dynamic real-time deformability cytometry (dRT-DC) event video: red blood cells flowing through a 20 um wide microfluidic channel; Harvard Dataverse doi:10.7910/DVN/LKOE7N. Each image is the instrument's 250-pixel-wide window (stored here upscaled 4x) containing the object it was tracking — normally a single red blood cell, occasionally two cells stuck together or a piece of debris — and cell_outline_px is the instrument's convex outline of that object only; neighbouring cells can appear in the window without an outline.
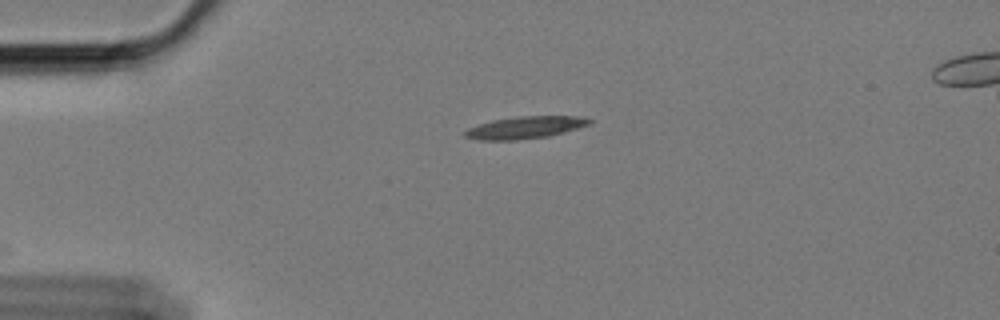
{"species": "Egyptian fruit bat (a non-hibernating species)", "species_latin": "Rousettus aegyptiacus", "temperature_condition": "cold", "stored_images_in_passage": 37, "camera_frame_rate_fps": 3000, "um_per_image_px": 0.085, "animal": {"sex": "female"}, "frame": {"image": 1, "passage_image": 2, "time_ms": 0.333, "image_size_px": [1000, 320], "cell_outline_px": [[592, 120], [588, 124], [564, 132], [548, 136], [516, 140], [480, 140], [464, 136], [464, 132], [468, 128], [492, 120], [516, 116], [584, 116]], "centroid_in_image_um": [44.62, 10.83], "position_along_channel_um": 40.4, "area_um2": 15.95}}
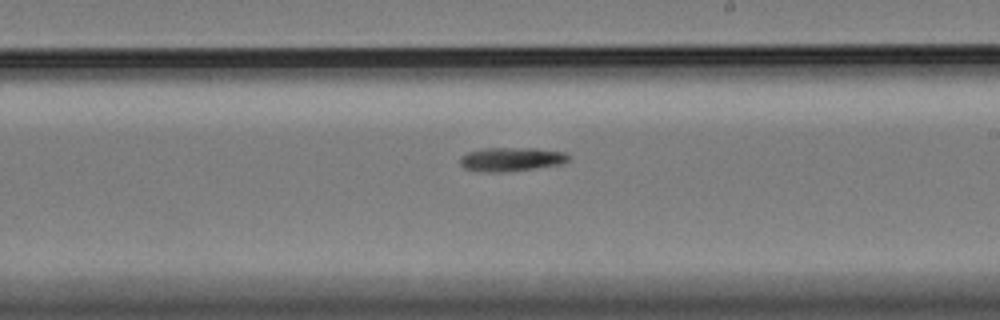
{"frame": {"image": 2, "passage_image": 23, "time_ms": 7.333, "image_size_px": [1000, 320], "cell_outline_px": [[568, 160], [560, 164], [532, 168], [500, 172], [488, 172], [464, 168], [460, 164], [460, 156], [468, 152], [484, 148], [536, 148], [564, 152], [568, 156]], "centroid_in_image_um": [43.41, 13.52], "position_along_channel_um": 245.6, "area_um2": 14.8}}
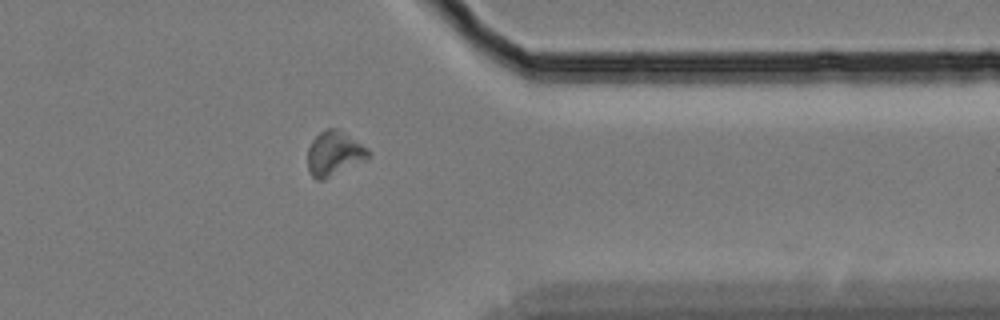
{"frame": {"image": 3, "passage_image": 36, "time_ms": 11.667, "image_size_px": [1000, 320], "cell_outline_px": [[372, 152], [368, 156], [324, 180], [316, 180], [308, 172], [308, 148], [312, 140], [324, 128], [336, 128], [368, 148]], "centroid_in_image_um": [28.35, 13.04], "position_along_channel_um": 383.1, "area_um2": 15.32}}